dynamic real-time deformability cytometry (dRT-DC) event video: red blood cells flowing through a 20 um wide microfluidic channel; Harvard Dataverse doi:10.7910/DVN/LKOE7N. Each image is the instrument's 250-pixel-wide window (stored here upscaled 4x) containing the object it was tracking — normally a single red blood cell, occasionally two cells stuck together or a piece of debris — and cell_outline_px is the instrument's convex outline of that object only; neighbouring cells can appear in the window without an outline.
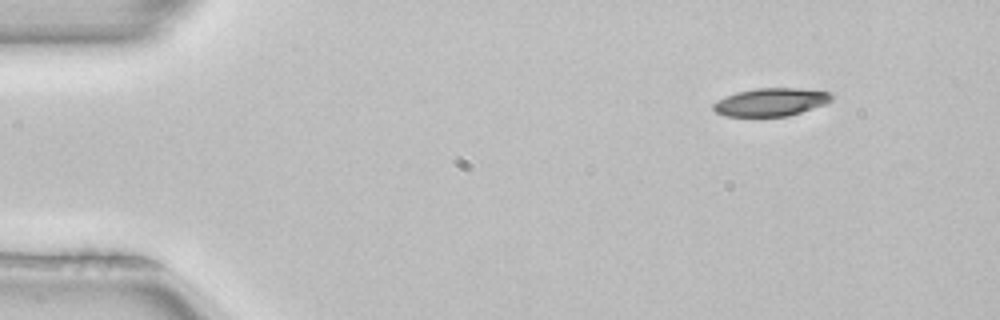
{"species": "common noctule bat (a hibernating species)", "species_latin": "Nyctalus noctula", "temperature_condition": "room temperature", "stored_images_in_passage": 4, "camera_frame_rate_fps": 3000, "um_per_image_px": 0.085, "animal": {"sex": "female", "body_mass_g": 22.7, "forearm_length_mm": 54.2}, "frame": {"image": 1, "passage_image": 1, "time_ms": 0.0, "image_size_px": [1000, 320], "cell_outline_px": [[832, 100], [824, 104], [788, 116], [724, 116], [716, 112], [712, 108], [712, 104], [724, 96], [736, 92], [756, 88], [796, 88], [828, 92], [832, 96]], "centroid_in_image_um": [65.46, 8.67], "position_along_channel_um": 19.5, "area_um2": 19.13}}
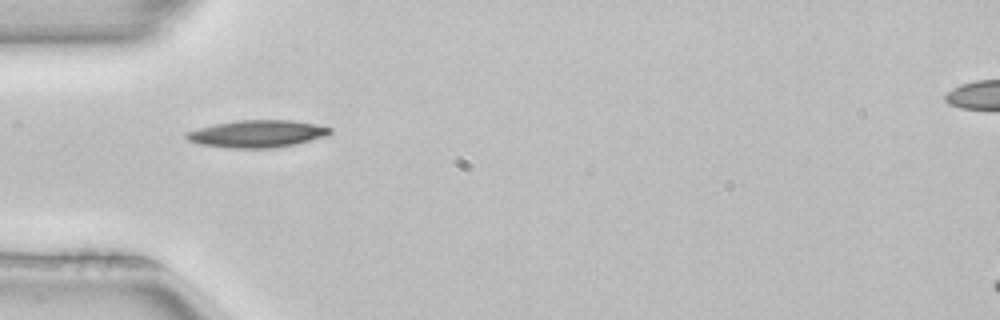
{"frame": {"image": 2, "passage_image": 3, "time_ms": 0.667, "image_size_px": [1000, 320], "cell_outline_px": [[332, 132], [328, 136], [296, 144], [272, 148], [232, 148], [200, 144], [188, 140], [184, 136], [184, 132], [216, 124], [236, 120], [292, 120], [316, 124], [332, 128]], "centroid_in_image_um": [21.9, 11.37], "position_along_channel_um": 63.1, "area_um2": 22.89}}